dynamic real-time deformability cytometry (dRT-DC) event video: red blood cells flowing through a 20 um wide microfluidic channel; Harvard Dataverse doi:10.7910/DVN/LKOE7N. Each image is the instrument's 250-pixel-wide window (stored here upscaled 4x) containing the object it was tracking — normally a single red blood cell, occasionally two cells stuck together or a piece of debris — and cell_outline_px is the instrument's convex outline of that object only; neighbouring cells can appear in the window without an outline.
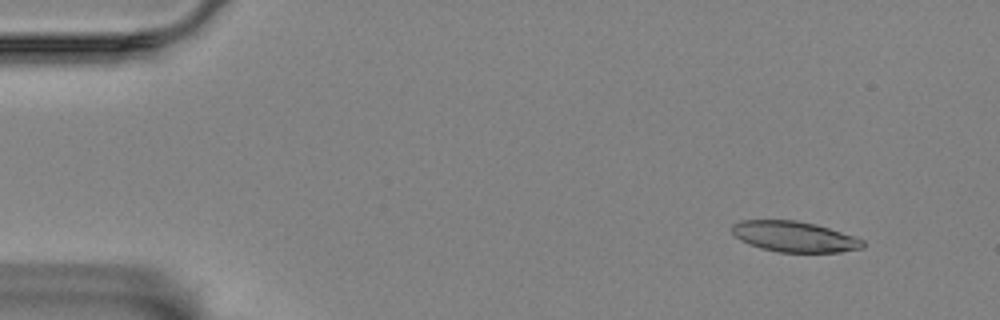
{"species": "Egyptian fruit bat (a non-hibernating species)", "species_latin": "Rousettus aegyptiacus", "temperature_condition": "room temperature", "stored_images_in_passage": 58, "camera_frame_rate_fps": 3000, "um_per_image_px": 0.085, "animal": {"sex": "female"}, "frame": {"image": 1, "passage_image": 6, "time_ms": 1.667, "image_size_px": [1000, 320], "cell_outline_px": [[864, 248], [840, 252], [776, 252], [760, 248], [748, 244], [740, 240], [732, 232], [732, 224], [740, 220], [796, 220], [816, 224], [856, 236], [864, 240]], "centroid_in_image_um": [67.53, 20.11], "position_along_channel_um": 17.5, "area_um2": 23.58}}
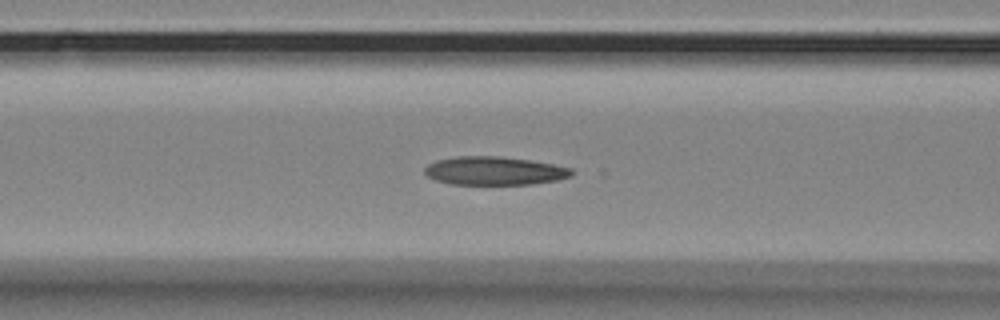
{"frame": {"image": 2, "passage_image": 24, "time_ms": 7.667, "image_size_px": [1000, 320], "cell_outline_px": [[576, 172], [572, 176], [556, 180], [532, 184], [452, 184], [436, 180], [428, 176], [424, 172], [424, 168], [428, 164], [436, 160], [456, 156], [496, 156], [528, 160], [552, 164], [572, 168]], "centroid_in_image_um": [42.03, 14.52], "position_along_channel_um": 124.6, "area_um2": 24.28}}
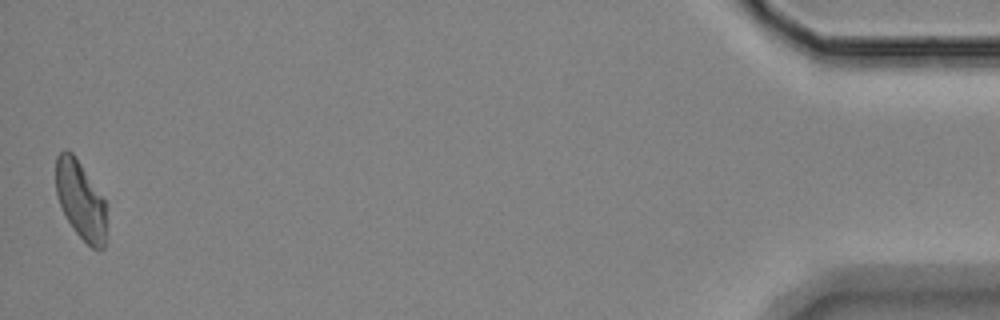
{"frame": {"image": 3, "passage_image": 58, "time_ms": 19.0, "image_size_px": [1000, 320], "cell_outline_px": [[104, 248], [100, 252], [92, 248], [72, 228], [60, 204], [56, 192], [56, 156], [64, 148], [72, 152], [104, 200]], "centroid_in_image_um": [6.81, 17.0], "position_along_channel_um": 428.4, "area_um2": 22.37}}